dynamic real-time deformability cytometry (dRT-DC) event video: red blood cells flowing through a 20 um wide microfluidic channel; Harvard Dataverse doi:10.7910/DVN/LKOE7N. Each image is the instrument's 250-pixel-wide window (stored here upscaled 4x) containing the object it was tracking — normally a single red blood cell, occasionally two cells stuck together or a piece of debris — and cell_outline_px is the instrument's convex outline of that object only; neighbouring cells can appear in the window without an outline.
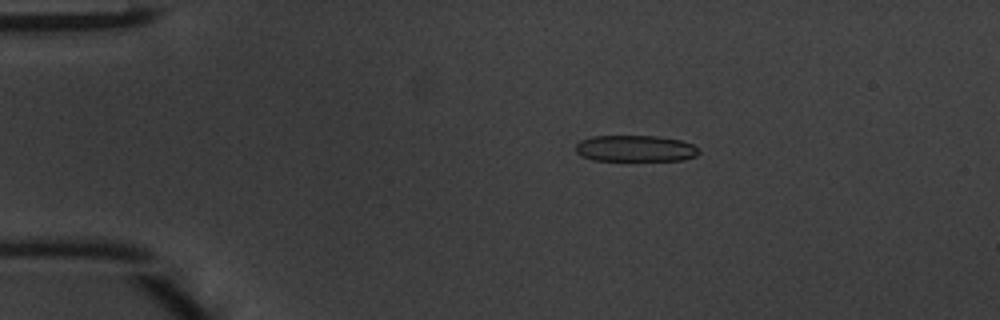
{"species": "common noctule bat (a hibernating species)", "species_latin": "Nyctalus noctula", "temperature_condition": "warm", "stored_images_in_passage": 40, "camera_frame_rate_fps": 3000, "um_per_image_px": 0.085, "animal": {"sex": "male", "body_mass_g": 20.1, "forearm_length_mm": 53.5}, "frame": {"image": 1, "passage_image": 2, "time_ms": 0.333, "image_size_px": [1000, 320], "cell_outline_px": [[700, 152], [696, 156], [680, 160], [592, 160], [576, 152], [576, 144], [580, 140], [592, 136], [660, 136], [680, 140], [692, 144]], "centroid_in_image_um": [53.99, 12.61], "position_along_channel_um": 31.0, "area_um2": 18.79}}
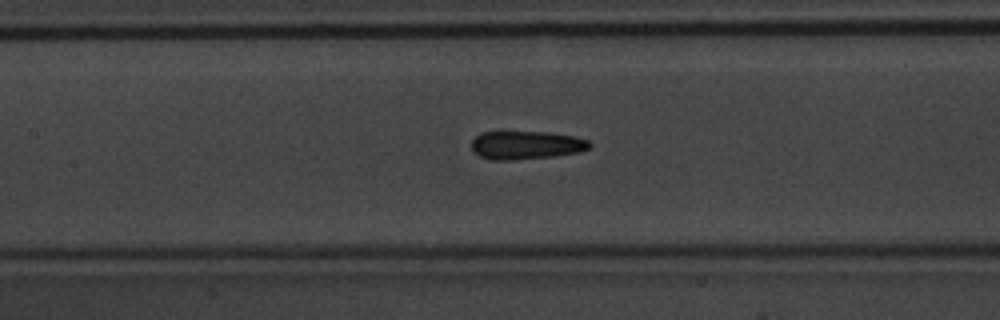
{"frame": {"image": 2, "passage_image": 15, "time_ms": 4.667, "image_size_px": [1000, 320], "cell_outline_px": [[592, 148], [580, 152], [552, 156], [512, 160], [492, 160], [480, 156], [472, 152], [472, 140], [480, 132], [548, 132], [576, 136], [588, 140], [592, 144]], "centroid_in_image_um": [44.74, 12.33], "position_along_channel_um": 162.7, "area_um2": 19.65}}
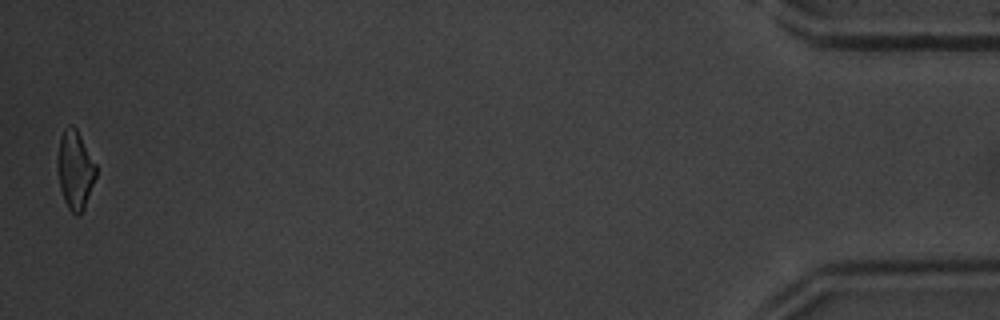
{"frame": {"image": 3, "passage_image": 40, "time_ms": 13.0, "image_size_px": [1000, 320], "cell_outline_px": [[96, 176], [84, 208], [80, 216], [76, 216], [68, 208], [64, 200], [60, 188], [56, 164], [60, 136], [64, 128], [68, 124], [72, 124], [76, 128], [96, 164]], "centroid_in_image_um": [6.36, 14.43], "position_along_channel_um": 428.8, "area_um2": 17.74}, "authors_computed_cell_mechanics": {"area_um2": 19.6231, "velocity_mm_per_s": 4.2621, "shape_relaxation_time_tau1_ms": 4.4689, "shape_relaxation_time_tau2_ms": 2.325, "deformation_change_tau1": 0.1504, "deformation_change_tau2": 0.1232}}